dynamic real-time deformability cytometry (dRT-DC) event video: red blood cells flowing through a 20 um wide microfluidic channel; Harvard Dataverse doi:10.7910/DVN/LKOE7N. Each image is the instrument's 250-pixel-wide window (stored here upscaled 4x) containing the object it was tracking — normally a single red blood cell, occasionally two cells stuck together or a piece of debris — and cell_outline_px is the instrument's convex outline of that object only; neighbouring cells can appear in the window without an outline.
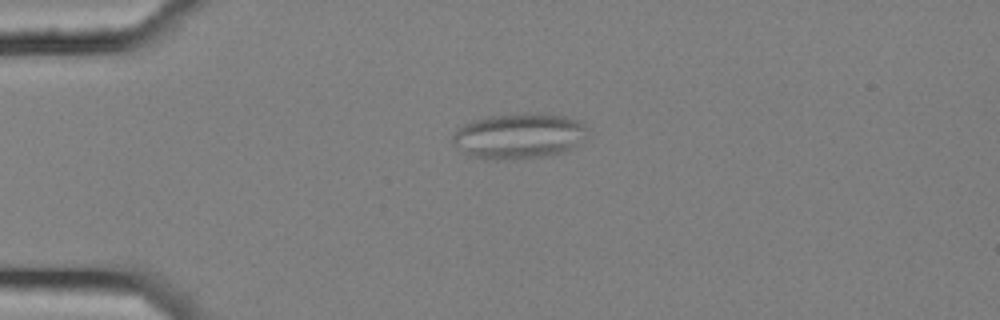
{"species": "common noctule bat (a hibernating species)", "species_latin": "Nyctalus noctula", "temperature_condition": "cold", "stored_images_in_passage": 4, "camera_frame_rate_fps": 3000, "um_per_image_px": 0.085, "animal": {"sex": "female", "body_mass_g": 25.1}, "frame": {"image": 1, "passage_image": 3, "time_ms": 0.667, "image_size_px": [1000, 320], "cell_outline_px": [[588, 128], [584, 136], [576, 148], [552, 156], [512, 160], [488, 160], [468, 156], [452, 144], [452, 136], [456, 128], [472, 120], [488, 116], [524, 112], [548, 112], [580, 120]], "centroid_in_image_um": [44.11, 11.56], "position_along_channel_um": 40.9, "area_um2": 37.11}}